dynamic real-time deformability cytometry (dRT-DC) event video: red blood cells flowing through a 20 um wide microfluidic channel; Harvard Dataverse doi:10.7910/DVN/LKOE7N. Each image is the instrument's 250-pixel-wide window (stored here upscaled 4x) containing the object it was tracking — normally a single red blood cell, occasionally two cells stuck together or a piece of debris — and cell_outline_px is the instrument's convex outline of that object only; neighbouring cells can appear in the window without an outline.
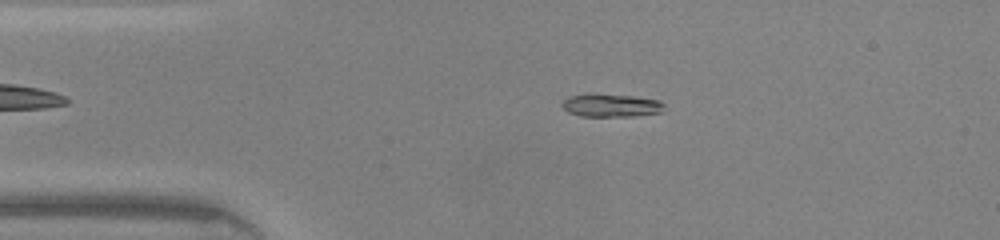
{"species": "common noctule bat (a hibernating species)", "species_latin": "Nyctalus noctula", "temperature_condition": "warm", "stored_images_in_passage": 40, "camera_frame_rate_fps": 3000, "um_per_image_px": 0.085, "animal": {"sex": "male", "body_mass_g": 20.0, "forearm_length_mm": 53.3}, "frame": {"image": 1, "passage_image": 4, "time_ms": 1.0, "image_size_px": [1000, 240], "cell_outline_px": [[664, 104], [660, 112], [632, 116], [580, 116], [568, 112], [560, 104], [568, 96], [584, 92], [588, 92], [632, 96], [660, 100]], "centroid_in_image_um": [51.85, 8.93], "position_along_channel_um": 33.1, "area_um2": 13.93}}
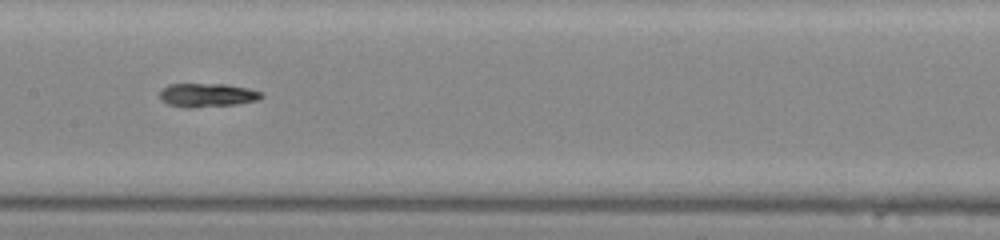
{"frame": {"image": 2, "passage_image": 17, "time_ms": 5.333, "image_size_px": [1000, 240], "cell_outline_px": [[264, 96], [256, 100], [236, 104], [192, 108], [184, 108], [168, 104], [160, 100], [160, 92], [168, 84], [224, 84], [248, 88], [260, 92]], "centroid_in_image_um": [17.57, 8.09], "position_along_channel_um": 189.8, "area_um2": 13.99}}
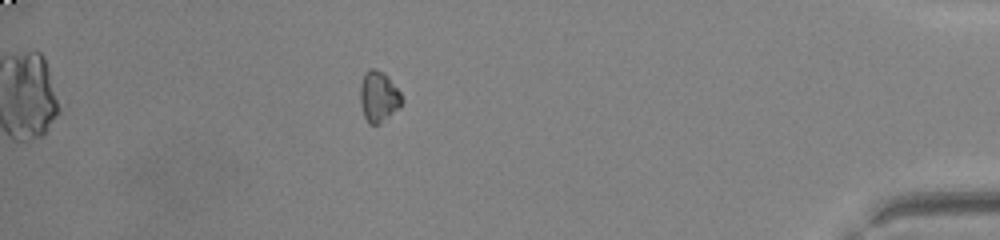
{"frame": {"image": 3, "passage_image": 35, "time_ms": 11.333, "image_size_px": [1000, 240], "cell_outline_px": [[404, 100], [400, 108], [380, 124], [368, 124], [364, 116], [360, 104], [360, 84], [364, 72], [368, 68], [376, 68], [384, 72], [388, 76], [400, 92]], "centroid_in_image_um": [32.18, 8.2], "position_along_channel_um": 403.0, "area_um2": 12.72}, "authors_computed_cell_mechanics": {"area_um2": 13.7564, "velocity_mm_per_s": 4.4056, "shape_relaxation_time_tau1_ms": 3.2961, "shape_relaxation_time_tau2_ms": null, "deformation_change_tau1": 0.1981, "deformation_change_tau2": null}}